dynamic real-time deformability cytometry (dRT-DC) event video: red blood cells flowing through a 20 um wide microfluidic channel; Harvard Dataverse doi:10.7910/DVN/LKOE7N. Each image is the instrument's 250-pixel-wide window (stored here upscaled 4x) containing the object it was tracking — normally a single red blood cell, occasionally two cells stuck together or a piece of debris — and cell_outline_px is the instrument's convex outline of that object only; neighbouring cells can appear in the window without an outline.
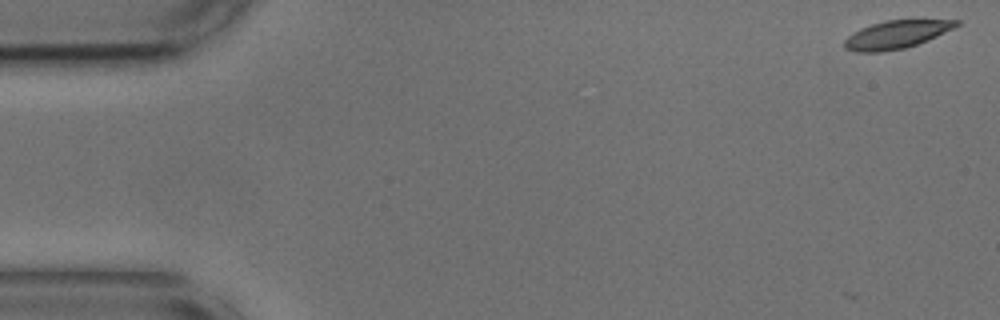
{"species": "common noctule bat (a hibernating species)", "species_latin": "Nyctalus noctula", "temperature_condition": "cold", "stored_images_in_passage": 7, "camera_frame_rate_fps": 3000, "um_per_image_px": 0.085, "animal": {"sex": "male", "body_mass_g": 17.9, "forearm_length_mm": 54.2}, "frame": {"image": 1, "passage_image": 1, "time_ms": 0.0, "image_size_px": [1000, 320], "cell_outline_px": [[960, 24], [928, 40], [904, 48], [880, 52], [856, 52], [844, 48], [844, 40], [848, 36], [860, 28], [872, 24], [888, 20], [960, 20]], "centroid_in_image_um": [76.15, 2.94], "position_along_channel_um": 8.9, "area_um2": 17.98}}